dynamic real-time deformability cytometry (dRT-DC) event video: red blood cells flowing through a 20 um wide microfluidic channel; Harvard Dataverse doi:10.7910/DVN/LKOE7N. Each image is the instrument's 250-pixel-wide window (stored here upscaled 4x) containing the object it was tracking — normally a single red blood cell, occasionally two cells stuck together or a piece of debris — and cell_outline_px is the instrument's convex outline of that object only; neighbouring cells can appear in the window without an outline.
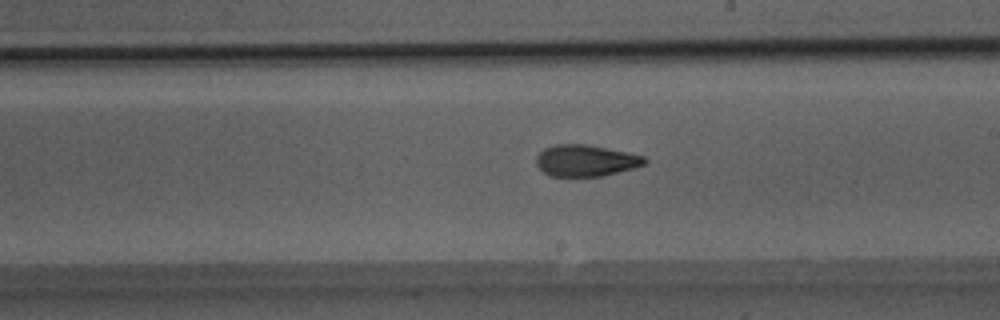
{"species": "Egyptian fruit bat (a non-hibernating species)", "species_latin": "Rousettus aegyptiacus", "temperature_condition": "room temperature", "stored_images_in_passage": 49, "camera_frame_rate_fps": 3000, "um_per_image_px": 0.085, "animal": {"sex": "male"}, "frame": {"image": 1, "passage_image": 28, "time_ms": 9.0, "image_size_px": [1000, 320], "cell_outline_px": [[648, 160], [644, 164], [636, 168], [604, 176], [552, 176], [544, 172], [536, 164], [536, 156], [544, 148], [556, 144], [588, 144], [628, 152], [644, 156]], "centroid_in_image_um": [49.82, 13.64], "position_along_channel_um": 239.2, "area_um2": 20.06}}
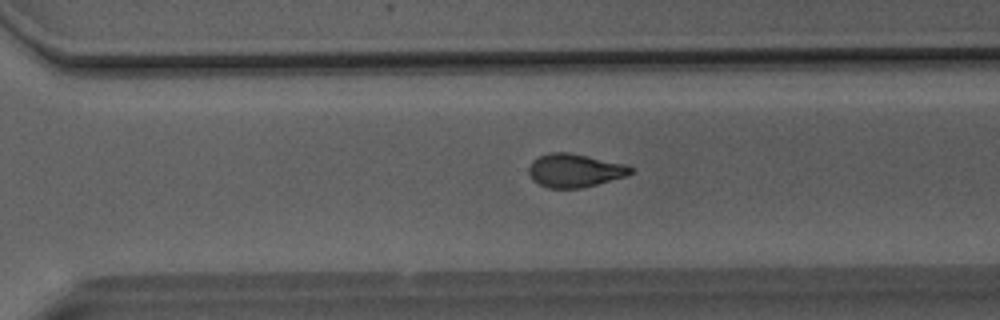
{"frame": {"image": 2, "passage_image": 34, "time_ms": 11.0, "image_size_px": [1000, 320], "cell_outline_px": [[632, 172], [628, 176], [580, 188], [548, 188], [532, 180], [528, 172], [528, 168], [532, 160], [540, 156], [552, 152], [568, 152], [628, 164], [632, 168]], "centroid_in_image_um": [48.86, 14.49], "position_along_channel_um": 321.7, "area_um2": 19.88}}
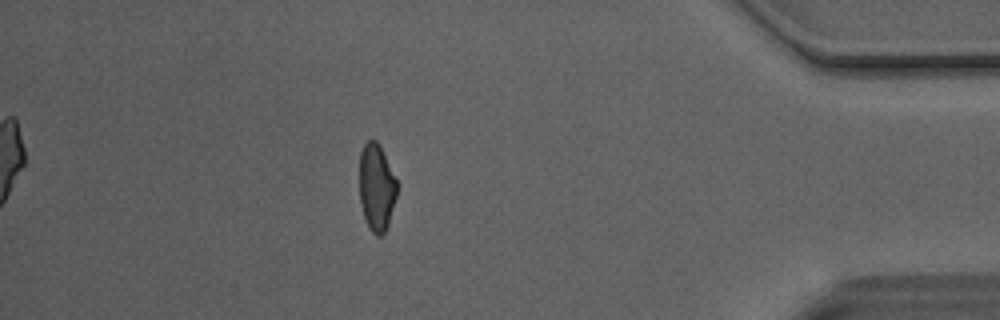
{"frame": {"image": 3, "passage_image": 43, "time_ms": 14.0, "image_size_px": [1000, 320], "cell_outline_px": [[400, 184], [388, 224], [384, 232], [380, 236], [376, 236], [368, 228], [360, 204], [360, 152], [364, 144], [368, 140], [376, 140], [380, 144]], "centroid_in_image_um": [32.03, 15.9], "position_along_channel_um": 403.2, "area_um2": 19.48}, "authors_computed_cell_mechanics": {"area_um2": 20.1722, "velocity_mm_per_s": 4.1347, "shape_relaxation_time_tau1_ms": 8.2381, "shape_relaxation_time_tau2_ms": 2.1007, "deformation_change_tau1": 0.2074, "deformation_change_tau2": 0.0763}}